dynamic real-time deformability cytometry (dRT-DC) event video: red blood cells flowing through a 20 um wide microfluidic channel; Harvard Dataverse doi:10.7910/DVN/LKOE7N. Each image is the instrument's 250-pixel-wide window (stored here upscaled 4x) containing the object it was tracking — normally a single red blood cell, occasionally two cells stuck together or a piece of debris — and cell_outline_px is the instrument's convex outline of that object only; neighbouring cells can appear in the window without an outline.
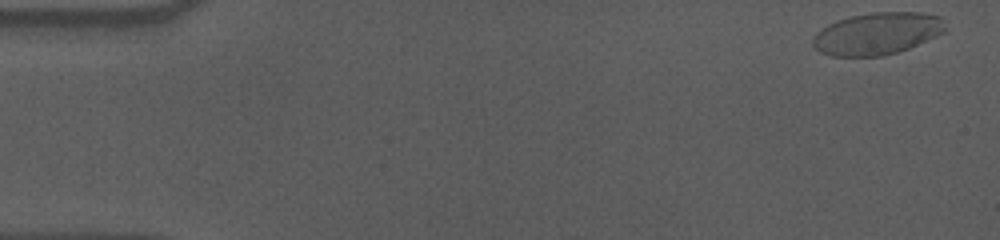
{"species": "human", "species_latin": "Homo sapiens", "temperature_condition": "cold", "stored_images_in_passage": 56, "camera_frame_rate_fps": 3000, "um_per_image_px": 0.085, "donor": {"sex": "male"}, "frame": {"image": 1, "passage_image": 1, "time_ms": 0.0, "image_size_px": [1000, 240], "cell_outline_px": [[944, 32], [936, 36], [908, 48], [896, 52], [880, 56], [832, 56], [820, 52], [812, 44], [812, 40], [816, 32], [820, 28], [836, 20], [852, 16], [872, 12], [920, 12], [940, 16], [944, 28]], "centroid_in_image_um": [74.51, 2.85], "position_along_channel_um": 10.5, "area_um2": 32.31}}
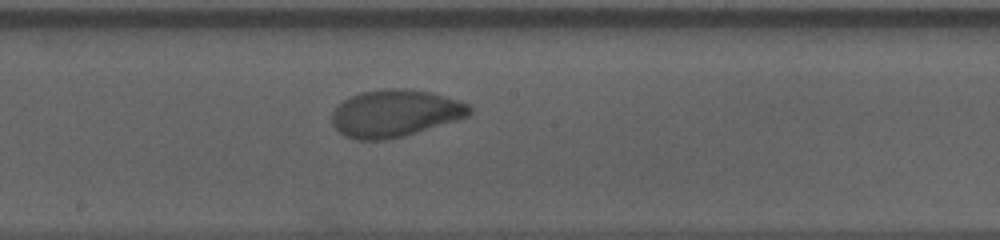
{"frame": {"image": 2, "passage_image": 30, "time_ms": 9.667, "image_size_px": [1000, 240], "cell_outline_px": [[472, 112], [468, 116], [456, 120], [404, 136], [388, 140], [356, 140], [344, 136], [332, 124], [332, 112], [344, 100], [360, 92], [384, 88], [400, 88], [432, 92], [468, 104], [472, 108]], "centroid_in_image_um": [33.56, 9.64], "position_along_channel_um": 214.6, "area_um2": 37.74}}
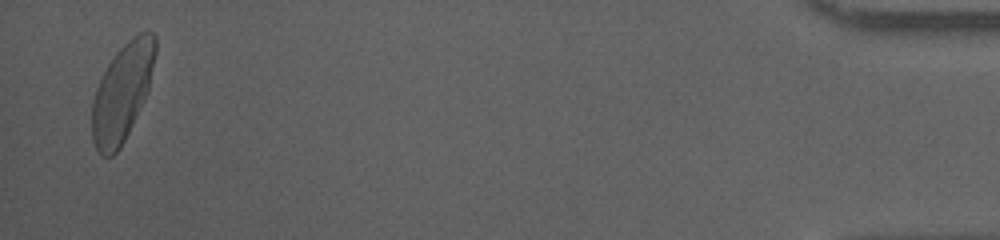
{"frame": {"image": 3, "passage_image": 55, "time_ms": 18.0, "image_size_px": [1000, 240], "cell_outline_px": [[156, 52], [148, 92], [120, 148], [112, 156], [104, 156], [96, 148], [92, 140], [92, 100], [96, 88], [108, 64], [116, 52], [132, 36], [140, 32], [152, 32], [156, 36]], "centroid_in_image_um": [10.39, 7.83], "position_along_channel_um": 424.8, "area_um2": 35.72}, "authors_computed_cell_mechanics": {"area_um2": 35.7204, "velocity_mm_per_s": 3.571, "shape_relaxation_time_tau1_ms": 3.0517, "shape_relaxation_time_tau2_ms": 1.5589, "deformation_change_tau1": 0.1625, "deformation_change_tau2": 0.0383}}